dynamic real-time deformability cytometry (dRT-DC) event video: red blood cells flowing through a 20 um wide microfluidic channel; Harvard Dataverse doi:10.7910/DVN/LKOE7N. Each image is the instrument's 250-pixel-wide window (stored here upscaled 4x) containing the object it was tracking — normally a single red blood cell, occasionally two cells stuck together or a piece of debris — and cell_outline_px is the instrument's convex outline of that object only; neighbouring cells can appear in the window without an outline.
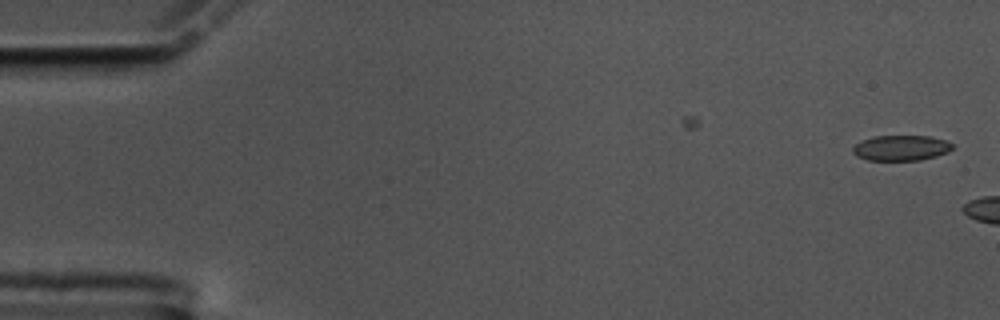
{"species": "common noctule bat (a hibernating species)", "species_latin": "Nyctalus noctula", "temperature_condition": "cold", "stored_images_in_passage": 6, "camera_frame_rate_fps": 3000, "um_per_image_px": 0.085, "animal": {"sex": "male", "body_mass_g": 17.5, "forearm_length_mm": 52.3}, "frame": {"image": 1, "passage_image": 1, "time_ms": 0.0, "image_size_px": [1000, 320], "cell_outline_px": [[952, 148], [948, 152], [936, 156], [920, 160], [868, 160], [856, 156], [852, 152], [852, 148], [860, 140], [872, 136], [928, 136], [944, 140], [952, 144]], "centroid_in_image_um": [76.54, 12.57], "position_along_channel_um": 8.5, "area_um2": 14.74}}